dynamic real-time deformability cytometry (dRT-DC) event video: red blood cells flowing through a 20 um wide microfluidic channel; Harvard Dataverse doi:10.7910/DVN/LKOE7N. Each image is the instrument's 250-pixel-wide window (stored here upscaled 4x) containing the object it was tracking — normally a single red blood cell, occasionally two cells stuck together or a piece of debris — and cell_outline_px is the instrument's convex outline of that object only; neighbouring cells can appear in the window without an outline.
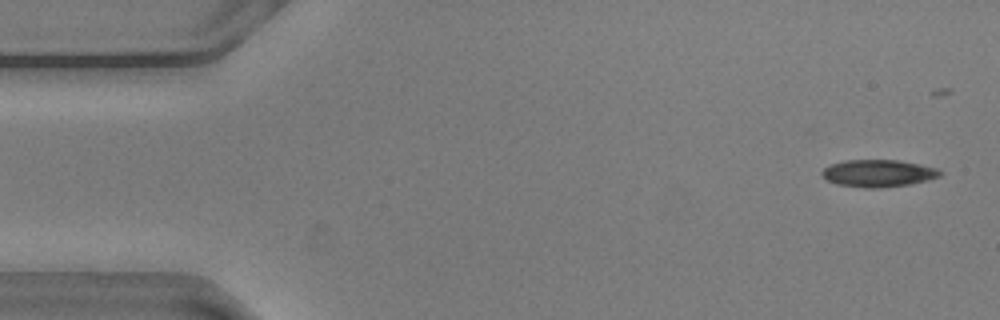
{"species": "common noctule bat (a hibernating species)", "species_latin": "Nyctalus noctula", "temperature_condition": "warm", "stored_images_in_passage": 11, "camera_frame_rate_fps": 3000, "um_per_image_px": 0.085, "animal": {"sex": "male", "body_mass_g": 20.5, "forearm_length_mm": 52.5}, "frame": {"image": 1, "passage_image": 2, "time_ms": 0.333, "image_size_px": [1000, 320], "cell_outline_px": [[944, 172], [940, 176], [928, 180], [908, 184], [880, 188], [864, 188], [836, 184], [828, 180], [820, 172], [824, 168], [832, 164], [844, 160], [900, 160], [920, 164], [936, 168]], "centroid_in_image_um": [74.67, 14.72], "position_along_channel_um": 10.3, "area_um2": 18.73}}